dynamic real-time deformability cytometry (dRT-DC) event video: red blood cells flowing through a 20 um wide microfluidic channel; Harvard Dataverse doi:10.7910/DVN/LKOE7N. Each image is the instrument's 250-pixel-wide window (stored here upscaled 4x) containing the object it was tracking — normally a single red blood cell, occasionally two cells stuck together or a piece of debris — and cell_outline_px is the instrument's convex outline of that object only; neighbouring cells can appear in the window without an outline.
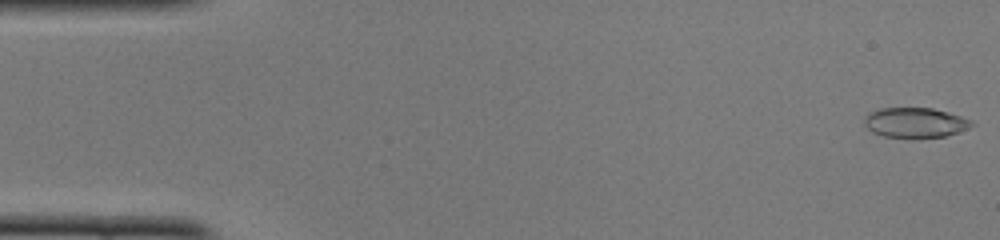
{"species": "common noctule bat (a hibernating species)", "species_latin": "Nyctalus noctula", "temperature_condition": "cold", "stored_images_in_passage": 49, "camera_frame_rate_fps": 3000, "um_per_image_px": 0.085, "animal": {"sex": "female", "body_mass_g": 22.0, "forearm_length_mm": 56.7}, "frame": {"image": 1, "passage_image": 1, "time_ms": 0.0, "image_size_px": [1000, 240], "cell_outline_px": [[976, 124], [968, 128], [944, 136], [884, 136], [872, 132], [864, 124], [864, 120], [868, 112], [880, 108], [932, 108], [948, 112], [972, 120]], "centroid_in_image_um": [77.78, 10.39], "position_along_channel_um": 7.2, "area_um2": 18.32}}
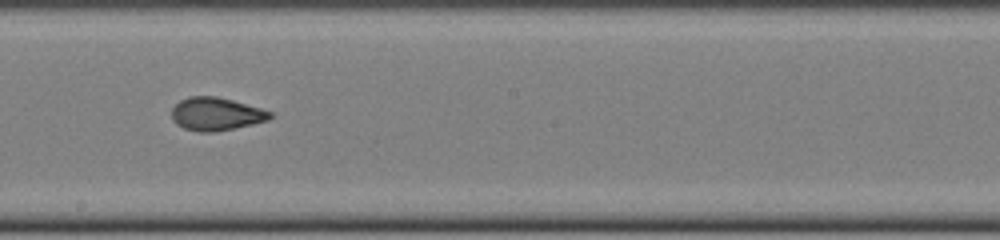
{"frame": {"image": 2, "passage_image": 27, "time_ms": 8.667, "image_size_px": [1000, 240], "cell_outline_px": [[272, 116], [268, 120], [252, 124], [212, 132], [196, 132], [184, 128], [176, 124], [172, 120], [172, 108], [180, 100], [188, 96], [216, 96], [232, 100], [260, 108], [272, 112]], "centroid_in_image_um": [18.33, 9.68], "position_along_channel_um": 229.9, "area_um2": 18.84}}
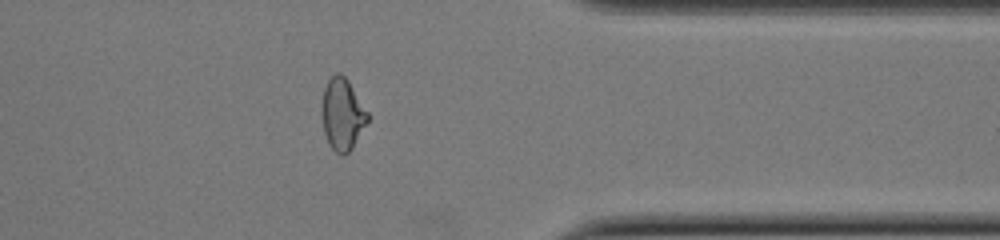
{"frame": {"image": 3, "passage_image": 39, "time_ms": 12.667, "image_size_px": [1000, 240], "cell_outline_px": [[368, 120], [352, 148], [344, 156], [336, 152], [328, 144], [324, 132], [324, 88], [328, 80], [336, 72], [340, 72], [348, 80], [368, 112]], "centroid_in_image_um": [29.13, 9.71], "position_along_channel_um": 382.3, "area_um2": 18.55}, "authors_computed_cell_mechanics": {"area_um2": 19.1318, "velocity_mm_per_s": 4.1095, "shape_relaxation_time_tau1_ms": 7.0202, "shape_relaxation_time_tau2_ms": 1.1035, "deformation_change_tau1": 0.1962, "deformation_change_tau2": 0.0718}}